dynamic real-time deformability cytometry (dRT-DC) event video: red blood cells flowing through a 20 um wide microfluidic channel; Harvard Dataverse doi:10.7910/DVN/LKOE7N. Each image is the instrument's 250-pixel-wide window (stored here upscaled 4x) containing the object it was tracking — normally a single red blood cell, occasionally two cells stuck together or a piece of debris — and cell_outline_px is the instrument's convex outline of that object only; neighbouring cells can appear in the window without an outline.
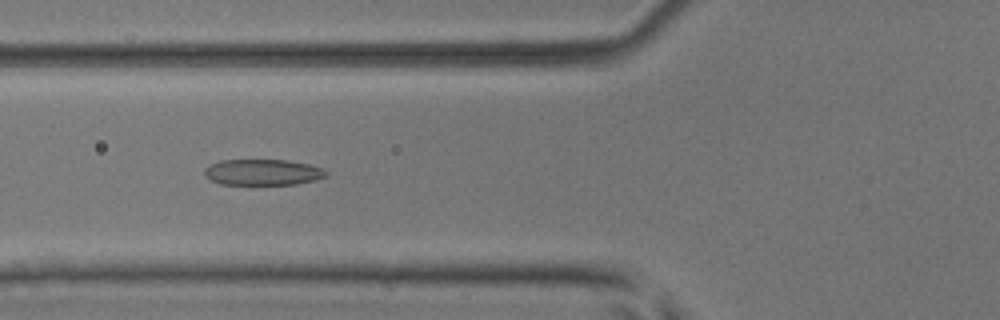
{"species": "common noctule bat (a hibernating species)", "species_latin": "Nyctalus noctula", "temperature_condition": "room temperature", "stored_images_in_passage": 6, "camera_frame_rate_fps": 3000, "um_per_image_px": 0.085, "animal": {"sex": "male", "body_mass_g": 17.9, "forearm_length_mm": 54.2}, "frame": {"image": 1, "passage_image": 6, "time_ms": 1.667, "image_size_px": [1000, 320], "cell_outline_px": [[328, 176], [316, 180], [296, 184], [220, 184], [204, 176], [204, 168], [220, 160], [288, 160], [308, 164], [320, 168], [328, 172]], "centroid_in_image_um": [22.34, 14.64], "position_along_channel_um": 103.5, "area_um2": 18.38}}